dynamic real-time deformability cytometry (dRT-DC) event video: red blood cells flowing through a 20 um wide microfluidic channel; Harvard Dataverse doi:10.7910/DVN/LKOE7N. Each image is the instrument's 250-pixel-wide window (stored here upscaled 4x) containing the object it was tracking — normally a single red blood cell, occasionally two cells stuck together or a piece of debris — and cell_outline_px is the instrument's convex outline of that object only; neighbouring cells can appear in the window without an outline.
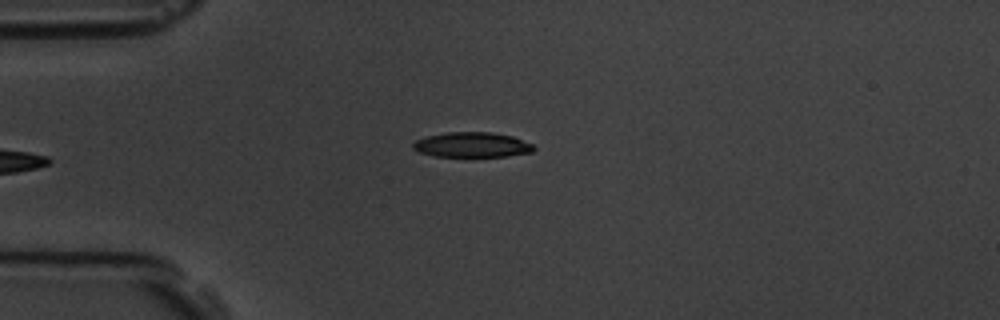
{"species": "common noctule bat (a hibernating species)", "species_latin": "Nyctalus noctula", "temperature_condition": "room temperature", "stored_images_in_passage": 6, "camera_frame_rate_fps": 3000, "um_per_image_px": 0.085, "animal": {"sex": "male", "body_mass_g": 19.5, "forearm_length_mm": 54.6}, "frame": {"image": 1, "passage_image": 6, "time_ms": 6.667, "image_size_px": [1000, 320], "cell_outline_px": [[536, 148], [532, 152], [508, 156], [432, 156], [420, 152], [412, 148], [412, 144], [416, 140], [428, 136], [448, 132], [492, 132], [512, 136], [532, 144]], "centroid_in_image_um": [40.13, 12.31], "position_along_channel_um": 44.9, "area_um2": 17.51}}